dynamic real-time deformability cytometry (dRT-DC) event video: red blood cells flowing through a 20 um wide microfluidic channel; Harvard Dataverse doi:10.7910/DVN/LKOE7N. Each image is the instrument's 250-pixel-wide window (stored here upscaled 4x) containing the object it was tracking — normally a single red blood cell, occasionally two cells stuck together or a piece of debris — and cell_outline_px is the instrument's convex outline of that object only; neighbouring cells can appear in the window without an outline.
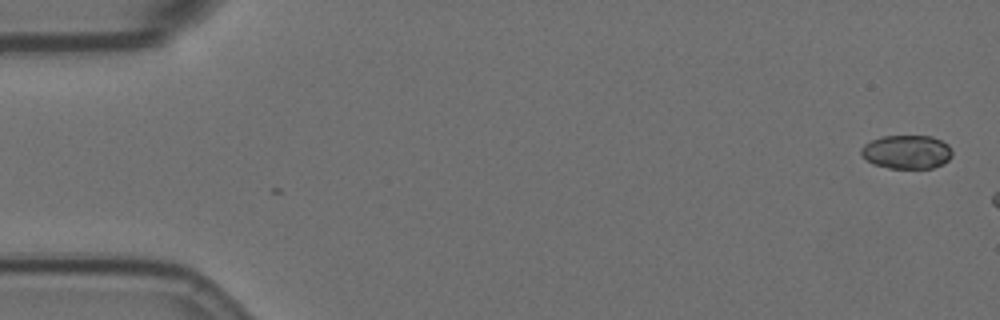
{"species": "Egyptian fruit bat (a non-hibernating species)", "species_latin": "Rousettus aegyptiacus", "temperature_condition": "room temperature", "stored_images_in_passage": 7, "camera_frame_rate_fps": 3000, "um_per_image_px": 0.085, "animal": {"sex": "female"}, "frame": {"image": 1, "passage_image": 1, "time_ms": 0.0, "image_size_px": [1000, 320], "cell_outline_px": [[952, 156], [948, 160], [932, 168], [888, 168], [872, 164], [860, 156], [860, 148], [864, 144], [880, 136], [932, 136], [948, 144], [952, 152]], "centroid_in_image_um": [77.02, 12.91], "position_along_channel_um": 8.0, "area_um2": 18.03}}